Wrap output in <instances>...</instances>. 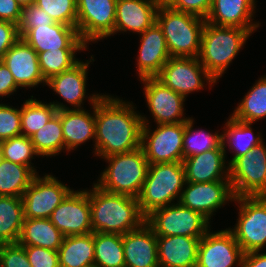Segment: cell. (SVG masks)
<instances>
[{"instance_id": "obj_1", "label": "cell", "mask_w": 266, "mask_h": 267, "mask_svg": "<svg viewBox=\"0 0 266 267\" xmlns=\"http://www.w3.org/2000/svg\"><path fill=\"white\" fill-rule=\"evenodd\" d=\"M133 102L104 94L95 104L94 154L104 158L141 147L143 122Z\"/></svg>"}, {"instance_id": "obj_2", "label": "cell", "mask_w": 266, "mask_h": 267, "mask_svg": "<svg viewBox=\"0 0 266 267\" xmlns=\"http://www.w3.org/2000/svg\"><path fill=\"white\" fill-rule=\"evenodd\" d=\"M89 190L93 232L125 234L139 228L146 217L141 213L138 198L102 190L95 183Z\"/></svg>"}, {"instance_id": "obj_3", "label": "cell", "mask_w": 266, "mask_h": 267, "mask_svg": "<svg viewBox=\"0 0 266 267\" xmlns=\"http://www.w3.org/2000/svg\"><path fill=\"white\" fill-rule=\"evenodd\" d=\"M252 34L244 28L216 26L205 23L201 35L199 62L207 73L217 81L244 48Z\"/></svg>"}, {"instance_id": "obj_4", "label": "cell", "mask_w": 266, "mask_h": 267, "mask_svg": "<svg viewBox=\"0 0 266 267\" xmlns=\"http://www.w3.org/2000/svg\"><path fill=\"white\" fill-rule=\"evenodd\" d=\"M102 159L108 166L95 184L110 193L138 198L149 168L143 148L139 147L130 152L113 154Z\"/></svg>"}, {"instance_id": "obj_5", "label": "cell", "mask_w": 266, "mask_h": 267, "mask_svg": "<svg viewBox=\"0 0 266 267\" xmlns=\"http://www.w3.org/2000/svg\"><path fill=\"white\" fill-rule=\"evenodd\" d=\"M156 22L163 31L170 57H198L206 19L172 9L162 1Z\"/></svg>"}, {"instance_id": "obj_6", "label": "cell", "mask_w": 266, "mask_h": 267, "mask_svg": "<svg viewBox=\"0 0 266 267\" xmlns=\"http://www.w3.org/2000/svg\"><path fill=\"white\" fill-rule=\"evenodd\" d=\"M186 183L183 162L149 164L147 176L138 197L141 213L178 202ZM172 202V203H171Z\"/></svg>"}, {"instance_id": "obj_7", "label": "cell", "mask_w": 266, "mask_h": 267, "mask_svg": "<svg viewBox=\"0 0 266 267\" xmlns=\"http://www.w3.org/2000/svg\"><path fill=\"white\" fill-rule=\"evenodd\" d=\"M145 222L156 236L203 237L211 227L210 221L201 213L179 202L153 210Z\"/></svg>"}, {"instance_id": "obj_8", "label": "cell", "mask_w": 266, "mask_h": 267, "mask_svg": "<svg viewBox=\"0 0 266 267\" xmlns=\"http://www.w3.org/2000/svg\"><path fill=\"white\" fill-rule=\"evenodd\" d=\"M238 219L228 228L244 253L262 251L266 246V196L235 197Z\"/></svg>"}, {"instance_id": "obj_9", "label": "cell", "mask_w": 266, "mask_h": 267, "mask_svg": "<svg viewBox=\"0 0 266 267\" xmlns=\"http://www.w3.org/2000/svg\"><path fill=\"white\" fill-rule=\"evenodd\" d=\"M141 119V147L149 164L183 162L185 122L156 124V129L151 130L147 117L141 114Z\"/></svg>"}, {"instance_id": "obj_10", "label": "cell", "mask_w": 266, "mask_h": 267, "mask_svg": "<svg viewBox=\"0 0 266 267\" xmlns=\"http://www.w3.org/2000/svg\"><path fill=\"white\" fill-rule=\"evenodd\" d=\"M229 180L235 197L266 196V145H259L229 165Z\"/></svg>"}, {"instance_id": "obj_11", "label": "cell", "mask_w": 266, "mask_h": 267, "mask_svg": "<svg viewBox=\"0 0 266 267\" xmlns=\"http://www.w3.org/2000/svg\"><path fill=\"white\" fill-rule=\"evenodd\" d=\"M156 78L185 98L190 93L199 92L204 85L207 87V83L209 87L216 84L198 57H169Z\"/></svg>"}, {"instance_id": "obj_12", "label": "cell", "mask_w": 266, "mask_h": 267, "mask_svg": "<svg viewBox=\"0 0 266 267\" xmlns=\"http://www.w3.org/2000/svg\"><path fill=\"white\" fill-rule=\"evenodd\" d=\"M116 4L117 0H77V31L87 45L113 36Z\"/></svg>"}, {"instance_id": "obj_13", "label": "cell", "mask_w": 266, "mask_h": 267, "mask_svg": "<svg viewBox=\"0 0 266 267\" xmlns=\"http://www.w3.org/2000/svg\"><path fill=\"white\" fill-rule=\"evenodd\" d=\"M71 191L52 174H37L22 196L24 218H50Z\"/></svg>"}, {"instance_id": "obj_14", "label": "cell", "mask_w": 266, "mask_h": 267, "mask_svg": "<svg viewBox=\"0 0 266 267\" xmlns=\"http://www.w3.org/2000/svg\"><path fill=\"white\" fill-rule=\"evenodd\" d=\"M243 257L242 248L228 228L214 233L209 229L199 241L196 267H242Z\"/></svg>"}, {"instance_id": "obj_15", "label": "cell", "mask_w": 266, "mask_h": 267, "mask_svg": "<svg viewBox=\"0 0 266 267\" xmlns=\"http://www.w3.org/2000/svg\"><path fill=\"white\" fill-rule=\"evenodd\" d=\"M234 200L235 195L230 181H213L186 182L178 202L211 221L216 210Z\"/></svg>"}, {"instance_id": "obj_16", "label": "cell", "mask_w": 266, "mask_h": 267, "mask_svg": "<svg viewBox=\"0 0 266 267\" xmlns=\"http://www.w3.org/2000/svg\"><path fill=\"white\" fill-rule=\"evenodd\" d=\"M90 215L89 189H73L49 219L64 236L85 235L93 232Z\"/></svg>"}, {"instance_id": "obj_17", "label": "cell", "mask_w": 266, "mask_h": 267, "mask_svg": "<svg viewBox=\"0 0 266 267\" xmlns=\"http://www.w3.org/2000/svg\"><path fill=\"white\" fill-rule=\"evenodd\" d=\"M143 86L147 107L155 124L186 122L184 116L186 98L155 78L139 79Z\"/></svg>"}, {"instance_id": "obj_18", "label": "cell", "mask_w": 266, "mask_h": 267, "mask_svg": "<svg viewBox=\"0 0 266 267\" xmlns=\"http://www.w3.org/2000/svg\"><path fill=\"white\" fill-rule=\"evenodd\" d=\"M93 61H95L93 55L85 62L80 60L72 68L51 77L46 81V85L72 106V109H83L82 105H84L85 102L83 101L86 97L91 106L95 105L102 94L93 93L89 97L86 95L88 67Z\"/></svg>"}, {"instance_id": "obj_19", "label": "cell", "mask_w": 266, "mask_h": 267, "mask_svg": "<svg viewBox=\"0 0 266 267\" xmlns=\"http://www.w3.org/2000/svg\"><path fill=\"white\" fill-rule=\"evenodd\" d=\"M2 62L13 75L16 85L22 88H35L46 81L40 70L38 53L20 38L4 55Z\"/></svg>"}, {"instance_id": "obj_20", "label": "cell", "mask_w": 266, "mask_h": 267, "mask_svg": "<svg viewBox=\"0 0 266 267\" xmlns=\"http://www.w3.org/2000/svg\"><path fill=\"white\" fill-rule=\"evenodd\" d=\"M139 35H141L139 36V56L136 60L138 77L140 79L155 78L170 57L165 36L157 22Z\"/></svg>"}, {"instance_id": "obj_21", "label": "cell", "mask_w": 266, "mask_h": 267, "mask_svg": "<svg viewBox=\"0 0 266 267\" xmlns=\"http://www.w3.org/2000/svg\"><path fill=\"white\" fill-rule=\"evenodd\" d=\"M57 111L60 110V119L64 137L65 151L75 150L90 139L95 146V105L92 112L84 109H71L63 102H51ZM67 106V107H66ZM91 112V113H90Z\"/></svg>"}, {"instance_id": "obj_22", "label": "cell", "mask_w": 266, "mask_h": 267, "mask_svg": "<svg viewBox=\"0 0 266 267\" xmlns=\"http://www.w3.org/2000/svg\"><path fill=\"white\" fill-rule=\"evenodd\" d=\"M37 53L58 49H88L76 27L62 23L31 28L23 37Z\"/></svg>"}, {"instance_id": "obj_23", "label": "cell", "mask_w": 266, "mask_h": 267, "mask_svg": "<svg viewBox=\"0 0 266 267\" xmlns=\"http://www.w3.org/2000/svg\"><path fill=\"white\" fill-rule=\"evenodd\" d=\"M163 0H117L114 35L121 32L142 34L156 22Z\"/></svg>"}, {"instance_id": "obj_24", "label": "cell", "mask_w": 266, "mask_h": 267, "mask_svg": "<svg viewBox=\"0 0 266 267\" xmlns=\"http://www.w3.org/2000/svg\"><path fill=\"white\" fill-rule=\"evenodd\" d=\"M256 0H213L206 22L216 26L247 29L251 34L261 24L254 22Z\"/></svg>"}, {"instance_id": "obj_25", "label": "cell", "mask_w": 266, "mask_h": 267, "mask_svg": "<svg viewBox=\"0 0 266 267\" xmlns=\"http://www.w3.org/2000/svg\"><path fill=\"white\" fill-rule=\"evenodd\" d=\"M122 242L125 267H159L157 236L146 222L123 234Z\"/></svg>"}, {"instance_id": "obj_26", "label": "cell", "mask_w": 266, "mask_h": 267, "mask_svg": "<svg viewBox=\"0 0 266 267\" xmlns=\"http://www.w3.org/2000/svg\"><path fill=\"white\" fill-rule=\"evenodd\" d=\"M225 159L224 149H212L183 159L186 182L230 181L229 163Z\"/></svg>"}, {"instance_id": "obj_27", "label": "cell", "mask_w": 266, "mask_h": 267, "mask_svg": "<svg viewBox=\"0 0 266 267\" xmlns=\"http://www.w3.org/2000/svg\"><path fill=\"white\" fill-rule=\"evenodd\" d=\"M202 237L157 236L159 267H196Z\"/></svg>"}, {"instance_id": "obj_28", "label": "cell", "mask_w": 266, "mask_h": 267, "mask_svg": "<svg viewBox=\"0 0 266 267\" xmlns=\"http://www.w3.org/2000/svg\"><path fill=\"white\" fill-rule=\"evenodd\" d=\"M222 133V146L226 155L227 146L233 153L228 161L229 165L239 156L245 155L254 146L263 142L262 133L254 134L252 123L236 120L231 115L224 124Z\"/></svg>"}, {"instance_id": "obj_29", "label": "cell", "mask_w": 266, "mask_h": 267, "mask_svg": "<svg viewBox=\"0 0 266 267\" xmlns=\"http://www.w3.org/2000/svg\"><path fill=\"white\" fill-rule=\"evenodd\" d=\"M64 237L49 218H24L18 243L58 251Z\"/></svg>"}, {"instance_id": "obj_30", "label": "cell", "mask_w": 266, "mask_h": 267, "mask_svg": "<svg viewBox=\"0 0 266 267\" xmlns=\"http://www.w3.org/2000/svg\"><path fill=\"white\" fill-rule=\"evenodd\" d=\"M59 267H85L94 264V232L65 236L58 250Z\"/></svg>"}, {"instance_id": "obj_31", "label": "cell", "mask_w": 266, "mask_h": 267, "mask_svg": "<svg viewBox=\"0 0 266 267\" xmlns=\"http://www.w3.org/2000/svg\"><path fill=\"white\" fill-rule=\"evenodd\" d=\"M23 222L22 198L0 196V244L18 243Z\"/></svg>"}, {"instance_id": "obj_32", "label": "cell", "mask_w": 266, "mask_h": 267, "mask_svg": "<svg viewBox=\"0 0 266 267\" xmlns=\"http://www.w3.org/2000/svg\"><path fill=\"white\" fill-rule=\"evenodd\" d=\"M37 174L28 166L0 160V196L22 198Z\"/></svg>"}, {"instance_id": "obj_33", "label": "cell", "mask_w": 266, "mask_h": 267, "mask_svg": "<svg viewBox=\"0 0 266 267\" xmlns=\"http://www.w3.org/2000/svg\"><path fill=\"white\" fill-rule=\"evenodd\" d=\"M234 109L230 115L242 122L253 124L266 118V75L253 84Z\"/></svg>"}, {"instance_id": "obj_34", "label": "cell", "mask_w": 266, "mask_h": 267, "mask_svg": "<svg viewBox=\"0 0 266 267\" xmlns=\"http://www.w3.org/2000/svg\"><path fill=\"white\" fill-rule=\"evenodd\" d=\"M35 152L42 157L56 156L65 150L60 110L38 131L30 136Z\"/></svg>"}, {"instance_id": "obj_35", "label": "cell", "mask_w": 266, "mask_h": 267, "mask_svg": "<svg viewBox=\"0 0 266 267\" xmlns=\"http://www.w3.org/2000/svg\"><path fill=\"white\" fill-rule=\"evenodd\" d=\"M94 264L97 267H125L121 234L94 232Z\"/></svg>"}, {"instance_id": "obj_36", "label": "cell", "mask_w": 266, "mask_h": 267, "mask_svg": "<svg viewBox=\"0 0 266 267\" xmlns=\"http://www.w3.org/2000/svg\"><path fill=\"white\" fill-rule=\"evenodd\" d=\"M194 118H189L185 122V130L183 135V159L191 156L198 155L200 153L212 150L223 149L222 146V133L214 134L203 130L193 129Z\"/></svg>"}, {"instance_id": "obj_37", "label": "cell", "mask_w": 266, "mask_h": 267, "mask_svg": "<svg viewBox=\"0 0 266 267\" xmlns=\"http://www.w3.org/2000/svg\"><path fill=\"white\" fill-rule=\"evenodd\" d=\"M33 98L31 96L21 105V131L27 137L38 131L57 113L51 102L45 103Z\"/></svg>"}, {"instance_id": "obj_38", "label": "cell", "mask_w": 266, "mask_h": 267, "mask_svg": "<svg viewBox=\"0 0 266 267\" xmlns=\"http://www.w3.org/2000/svg\"><path fill=\"white\" fill-rule=\"evenodd\" d=\"M87 49H58L48 50L38 53L40 70L45 81L61 72L72 68L80 60L77 59L76 52Z\"/></svg>"}, {"instance_id": "obj_39", "label": "cell", "mask_w": 266, "mask_h": 267, "mask_svg": "<svg viewBox=\"0 0 266 267\" xmlns=\"http://www.w3.org/2000/svg\"><path fill=\"white\" fill-rule=\"evenodd\" d=\"M2 158L19 165L30 167L36 174L37 169L31 163L34 157L39 155L35 152L30 137L19 135L10 139L1 141Z\"/></svg>"}, {"instance_id": "obj_40", "label": "cell", "mask_w": 266, "mask_h": 267, "mask_svg": "<svg viewBox=\"0 0 266 267\" xmlns=\"http://www.w3.org/2000/svg\"><path fill=\"white\" fill-rule=\"evenodd\" d=\"M55 22L77 28V0H35Z\"/></svg>"}, {"instance_id": "obj_41", "label": "cell", "mask_w": 266, "mask_h": 267, "mask_svg": "<svg viewBox=\"0 0 266 267\" xmlns=\"http://www.w3.org/2000/svg\"><path fill=\"white\" fill-rule=\"evenodd\" d=\"M21 108L0 103V140L22 135Z\"/></svg>"}, {"instance_id": "obj_42", "label": "cell", "mask_w": 266, "mask_h": 267, "mask_svg": "<svg viewBox=\"0 0 266 267\" xmlns=\"http://www.w3.org/2000/svg\"><path fill=\"white\" fill-rule=\"evenodd\" d=\"M54 23L56 22L44 10L35 4H31L22 8L17 27L22 38L31 28L42 25L50 26Z\"/></svg>"}, {"instance_id": "obj_43", "label": "cell", "mask_w": 266, "mask_h": 267, "mask_svg": "<svg viewBox=\"0 0 266 267\" xmlns=\"http://www.w3.org/2000/svg\"><path fill=\"white\" fill-rule=\"evenodd\" d=\"M1 267H32L25 247L19 243L0 244Z\"/></svg>"}, {"instance_id": "obj_44", "label": "cell", "mask_w": 266, "mask_h": 267, "mask_svg": "<svg viewBox=\"0 0 266 267\" xmlns=\"http://www.w3.org/2000/svg\"><path fill=\"white\" fill-rule=\"evenodd\" d=\"M32 267H59L58 251L37 246H24Z\"/></svg>"}, {"instance_id": "obj_45", "label": "cell", "mask_w": 266, "mask_h": 267, "mask_svg": "<svg viewBox=\"0 0 266 267\" xmlns=\"http://www.w3.org/2000/svg\"><path fill=\"white\" fill-rule=\"evenodd\" d=\"M213 0H163L172 9L207 18Z\"/></svg>"}, {"instance_id": "obj_46", "label": "cell", "mask_w": 266, "mask_h": 267, "mask_svg": "<svg viewBox=\"0 0 266 267\" xmlns=\"http://www.w3.org/2000/svg\"><path fill=\"white\" fill-rule=\"evenodd\" d=\"M18 27L15 23L0 20V61L5 53L20 39Z\"/></svg>"}, {"instance_id": "obj_47", "label": "cell", "mask_w": 266, "mask_h": 267, "mask_svg": "<svg viewBox=\"0 0 266 267\" xmlns=\"http://www.w3.org/2000/svg\"><path fill=\"white\" fill-rule=\"evenodd\" d=\"M21 10L16 0H0V20L17 25L21 17Z\"/></svg>"}, {"instance_id": "obj_48", "label": "cell", "mask_w": 266, "mask_h": 267, "mask_svg": "<svg viewBox=\"0 0 266 267\" xmlns=\"http://www.w3.org/2000/svg\"><path fill=\"white\" fill-rule=\"evenodd\" d=\"M18 88L10 70L0 61V97L12 95Z\"/></svg>"}, {"instance_id": "obj_49", "label": "cell", "mask_w": 266, "mask_h": 267, "mask_svg": "<svg viewBox=\"0 0 266 267\" xmlns=\"http://www.w3.org/2000/svg\"><path fill=\"white\" fill-rule=\"evenodd\" d=\"M242 267H266V252L252 251L244 253Z\"/></svg>"}, {"instance_id": "obj_50", "label": "cell", "mask_w": 266, "mask_h": 267, "mask_svg": "<svg viewBox=\"0 0 266 267\" xmlns=\"http://www.w3.org/2000/svg\"><path fill=\"white\" fill-rule=\"evenodd\" d=\"M20 8L28 7L31 4H34L35 0H16Z\"/></svg>"}, {"instance_id": "obj_51", "label": "cell", "mask_w": 266, "mask_h": 267, "mask_svg": "<svg viewBox=\"0 0 266 267\" xmlns=\"http://www.w3.org/2000/svg\"><path fill=\"white\" fill-rule=\"evenodd\" d=\"M85 267H97L95 264H91V265H88V266H85Z\"/></svg>"}, {"instance_id": "obj_52", "label": "cell", "mask_w": 266, "mask_h": 267, "mask_svg": "<svg viewBox=\"0 0 266 267\" xmlns=\"http://www.w3.org/2000/svg\"><path fill=\"white\" fill-rule=\"evenodd\" d=\"M1 158H2V154H1V147H0V160H1Z\"/></svg>"}]
</instances>
